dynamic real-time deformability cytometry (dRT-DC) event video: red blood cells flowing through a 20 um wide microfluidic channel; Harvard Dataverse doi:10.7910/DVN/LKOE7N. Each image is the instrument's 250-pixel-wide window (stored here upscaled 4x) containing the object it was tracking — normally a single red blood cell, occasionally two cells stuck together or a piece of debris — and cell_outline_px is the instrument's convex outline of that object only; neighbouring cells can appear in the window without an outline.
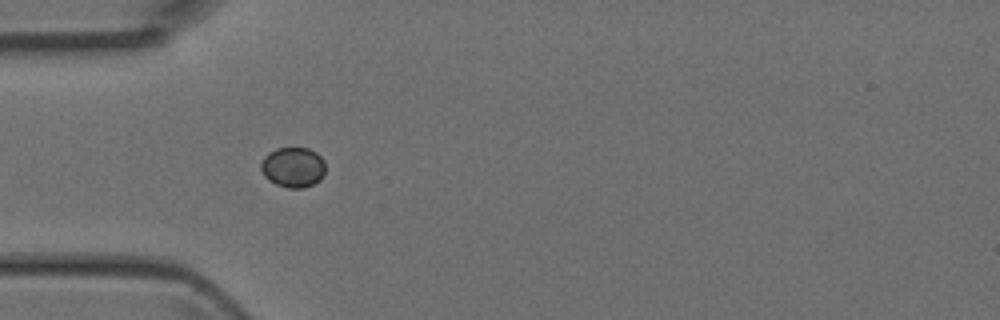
{"species": "Egyptian fruit bat (a non-hibernating species)", "species_latin": "Rousettus aegyptiacus", "temperature_condition": "room temperature", "stored_images_in_passage": 5, "camera_frame_rate_fps": 3000, "um_per_image_px": 0.085, "animal": {"sex": "female"}, "frame": {"image": 1, "passage_image": 4, "time_ms": 1.0, "image_size_px": [1000, 320], "cell_outline_px": [[324, 176], [320, 180], [304, 188], [288, 188], [276, 184], [268, 180], [264, 176], [260, 168], [260, 164], [264, 156], [268, 152], [276, 148], [308, 148], [316, 152], [324, 160]], "centroid_in_image_um": [24.89, 14.21], "position_along_channel_um": 60.1, "area_um2": 15.26}}
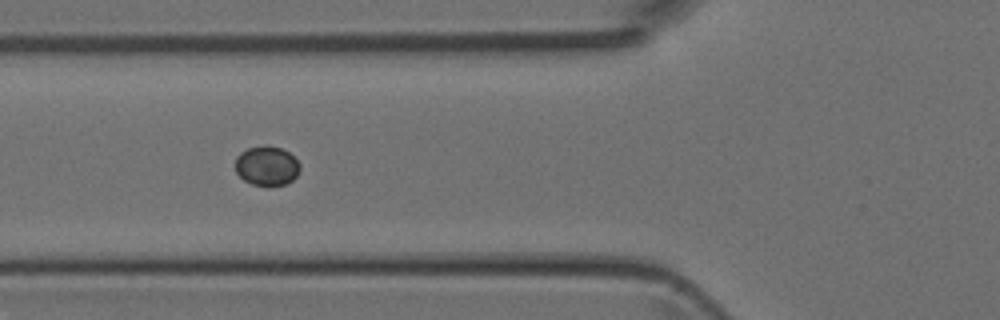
{"frame": {"image": 2, "passage_image": 5, "time_ms": 1.333, "image_size_px": [1000, 320], "cell_outline_px": [[300, 168], [296, 176], [292, 180], [284, 184], [268, 188], [252, 184], [244, 180], [236, 172], [236, 156], [240, 152], [248, 148], [280, 148], [288, 152], [300, 164]], "centroid_in_image_um": [22.67, 14.16], "position_along_channel_um": 103.1, "area_um2": 14.62}}